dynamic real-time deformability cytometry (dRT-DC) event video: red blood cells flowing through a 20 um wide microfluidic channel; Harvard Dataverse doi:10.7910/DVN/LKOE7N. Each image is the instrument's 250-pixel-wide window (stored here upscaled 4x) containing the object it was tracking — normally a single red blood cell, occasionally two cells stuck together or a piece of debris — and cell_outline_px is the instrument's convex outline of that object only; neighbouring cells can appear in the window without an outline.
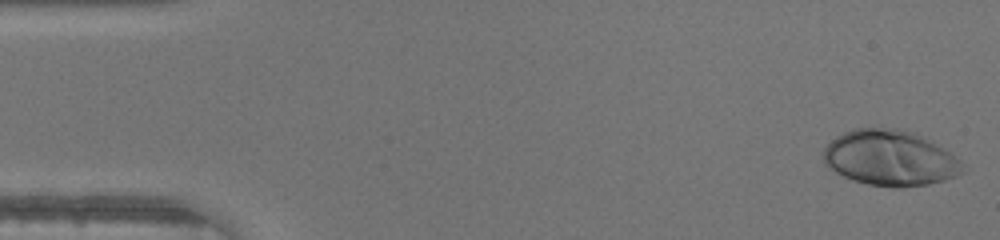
{"species": "human", "species_latin": "Homo sapiens", "temperature_condition": "warm", "stored_images_in_passage": 47, "camera_frame_rate_fps": 3000, "um_per_image_px": 0.085, "donor": {"sex": "male"}, "frame": {"image": 1, "passage_image": 1, "time_ms": 0.0, "image_size_px": [1000, 240], "cell_outline_px": [[964, 172], [956, 176], [944, 180], [928, 184], [900, 188], [896, 188], [868, 184], [852, 180], [828, 168], [824, 164], [824, 148], [836, 136], [852, 128], [896, 128], [912, 132], [944, 148], [960, 160]], "centroid_in_image_um": [75.64, 13.44], "position_along_channel_um": 9.4, "area_um2": 44.97}}
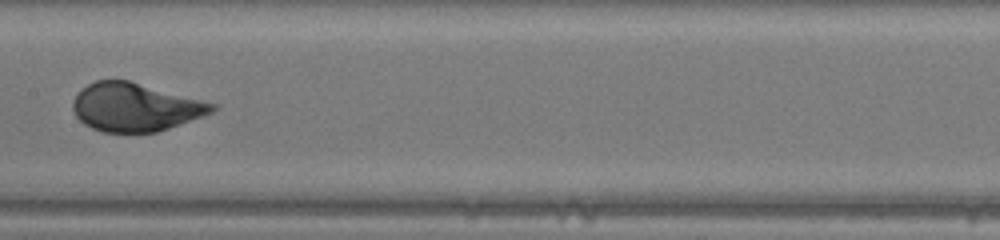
{"frame": {"image": 2, "passage_image": 23, "time_ms": 7.333, "image_size_px": [1000, 240], "cell_outline_px": [[220, 108], [212, 112], [168, 128], [156, 132], [104, 132], [92, 128], [84, 124], [76, 116], [72, 108], [72, 100], [88, 84], [96, 80], [128, 80], [216, 104]], "centroid_in_image_um": [11.47, 9.11], "position_along_channel_um": 195.9, "area_um2": 38.67}}
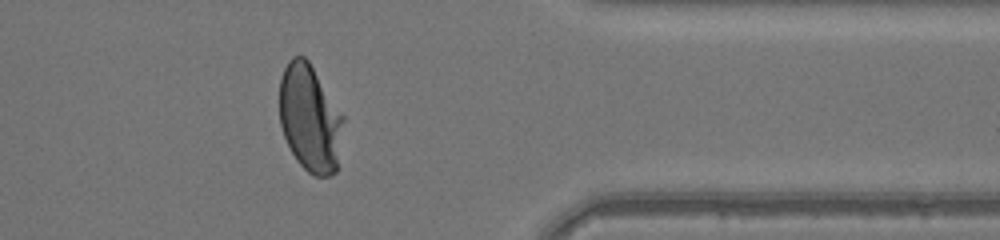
{"frame": {"image": 3, "passage_image": 37, "time_ms": 12.0, "image_size_px": [1000, 240], "cell_outline_px": [[344, 120], [336, 172], [332, 176], [312, 176], [296, 160], [284, 136], [280, 124], [280, 80], [284, 68], [288, 60], [292, 56], [304, 56], [308, 60], [344, 116]], "centroid_in_image_um": [26.34, 10.06], "position_along_channel_um": 385.1, "area_um2": 39.82}}